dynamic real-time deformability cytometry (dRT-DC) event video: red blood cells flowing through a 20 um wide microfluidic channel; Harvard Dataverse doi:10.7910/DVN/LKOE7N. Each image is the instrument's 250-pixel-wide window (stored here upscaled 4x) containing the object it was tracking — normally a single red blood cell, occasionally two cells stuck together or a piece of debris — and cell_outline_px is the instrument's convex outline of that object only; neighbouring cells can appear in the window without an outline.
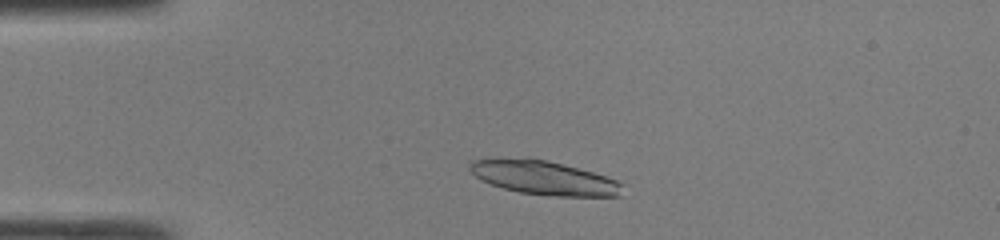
{"species": "common noctule bat (a hibernating species)", "species_latin": "Nyctalus noctula", "temperature_condition": "room temperature", "stored_images_in_passage": 41, "camera_frame_rate_fps": 3000, "um_per_image_px": 0.085, "animal": {"sex": "male", "body_mass_g": 19.0, "forearm_length_mm": 50.8}, "frame": {"image": 1, "passage_image": 5, "time_ms": 1.333, "image_size_px": [1000, 240], "cell_outline_px": [[624, 184], [620, 196], [556, 196], [520, 192], [504, 188], [480, 180], [468, 168], [468, 164], [472, 160], [524, 156], [528, 156], [548, 160], [592, 172], [616, 180]], "centroid_in_image_um": [46.2, 15.08], "position_along_channel_um": 38.8, "area_um2": 30.35}}